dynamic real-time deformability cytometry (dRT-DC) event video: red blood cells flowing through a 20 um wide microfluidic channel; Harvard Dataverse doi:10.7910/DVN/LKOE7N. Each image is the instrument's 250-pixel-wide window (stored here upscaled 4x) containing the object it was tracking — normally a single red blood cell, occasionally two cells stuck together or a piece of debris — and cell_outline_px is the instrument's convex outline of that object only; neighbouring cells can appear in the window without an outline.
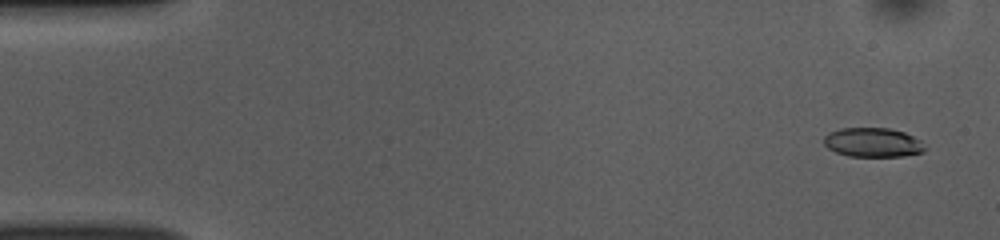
{"species": "common noctule bat (a hibernating species)", "species_latin": "Nyctalus noctula", "temperature_condition": "room temperature", "stored_images_in_passage": 52, "camera_frame_rate_fps": 3000, "um_per_image_px": 0.085, "animal": {"sex": "female", "body_mass_g": 10.0, "forearm_length_mm": 53.1}, "frame": {"image": 1, "passage_image": 3, "time_ms": 0.667, "image_size_px": [1000, 240], "cell_outline_px": [[924, 152], [904, 156], [848, 156], [836, 152], [828, 148], [824, 144], [824, 136], [828, 132], [840, 128], [888, 128], [904, 132], [920, 140], [924, 148]], "centroid_in_image_um": [74.16, 12.1], "position_along_channel_um": 10.8, "area_um2": 17.17}}
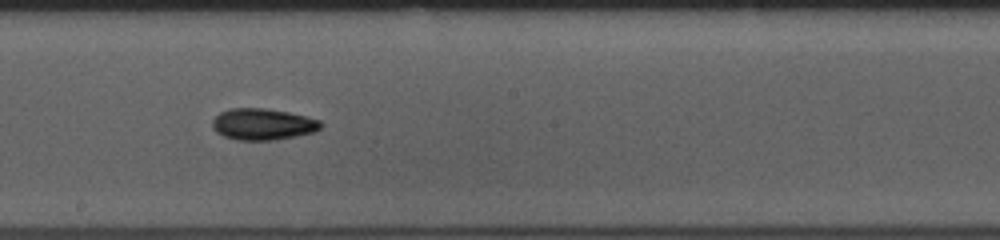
{"frame": {"image": 2, "passage_image": 29, "time_ms": 9.333, "image_size_px": [1000, 240], "cell_outline_px": [[324, 124], [316, 132], [296, 136], [272, 140], [236, 140], [224, 136], [216, 132], [212, 128], [212, 120], [220, 112], [232, 108], [264, 108], [288, 112], [320, 120]], "centroid_in_image_um": [22.34, 10.56], "position_along_channel_um": 225.9, "area_um2": 19.94}}
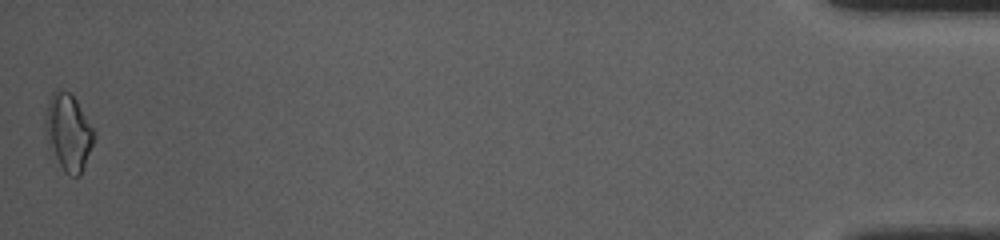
{"frame": {"image": 3, "passage_image": 52, "time_ms": 17.0, "image_size_px": [1000, 240], "cell_outline_px": [[96, 136], [80, 176], [72, 176], [64, 172], [48, 148], [44, 128], [44, 120], [48, 96], [56, 88], [60, 88], [68, 92], [76, 100], [96, 132]], "centroid_in_image_um": [5.77, 11.22], "position_along_channel_um": 429.4, "area_um2": 22.25}, "authors_computed_cell_mechanics": {"area_um2": 18.496, "velocity_mm_per_s": 3.8677, "shape_relaxation_time_tau1_ms": 3.7159, "shape_relaxation_time_tau2_ms": null, "deformation_change_tau1": 0.0968, "deformation_change_tau2": null}}